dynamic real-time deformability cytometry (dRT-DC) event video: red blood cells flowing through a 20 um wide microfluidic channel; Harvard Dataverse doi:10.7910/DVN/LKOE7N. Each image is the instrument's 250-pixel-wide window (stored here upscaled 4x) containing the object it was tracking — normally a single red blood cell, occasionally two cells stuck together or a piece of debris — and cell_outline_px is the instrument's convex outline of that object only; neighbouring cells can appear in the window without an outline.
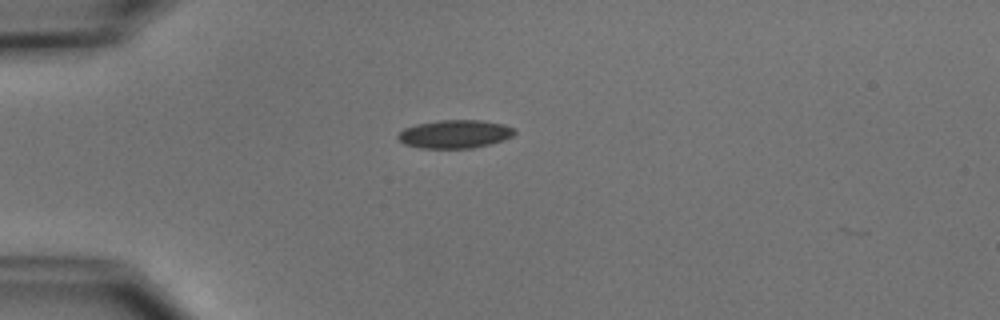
{"species": "common noctule bat (a hibernating species)", "species_latin": "Nyctalus noctula", "temperature_condition": "cold", "stored_images_in_passage": 2, "camera_frame_rate_fps": 3000, "um_per_image_px": 0.085, "animal": {"sex": "male", "body_mass_g": 15.6}, "frame": {"image": 1, "passage_image": 1, "time_ms": 0.0, "image_size_px": [1000, 320], "cell_outline_px": [[516, 132], [512, 136], [504, 140], [472, 148], [420, 148], [404, 144], [396, 136], [404, 128], [416, 124], [440, 120], [480, 120], [504, 124], [516, 128]], "centroid_in_image_um": [38.68, 11.39], "position_along_channel_um": 46.3, "area_um2": 19.25}}